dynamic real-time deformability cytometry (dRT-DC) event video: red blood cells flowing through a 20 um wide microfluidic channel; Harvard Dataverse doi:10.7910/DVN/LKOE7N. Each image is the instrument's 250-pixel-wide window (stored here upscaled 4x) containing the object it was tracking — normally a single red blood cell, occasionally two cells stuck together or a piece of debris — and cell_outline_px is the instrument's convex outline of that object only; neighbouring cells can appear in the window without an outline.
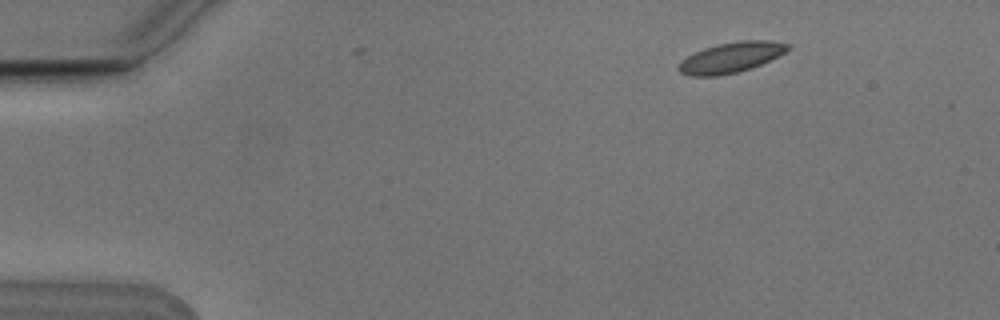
{"species": "Egyptian fruit bat (a non-hibernating species)", "species_latin": "Rousettus aegyptiacus", "temperature_condition": "cold", "stored_images_in_passage": 2, "camera_frame_rate_fps": 3000, "um_per_image_px": 0.085, "animal": {"sex": "male"}, "frame": {"image": 1, "passage_image": 1, "time_ms": 0.0, "image_size_px": [1000, 320], "cell_outline_px": [[792, 48], [752, 68], [736, 72], [716, 76], [688, 76], [680, 72], [676, 68], [680, 60], [704, 48], [716, 44], [740, 40], [768, 40], [792, 44]], "centroid_in_image_um": [62.11, 4.87], "position_along_channel_um": 22.9, "area_um2": 19.36}}